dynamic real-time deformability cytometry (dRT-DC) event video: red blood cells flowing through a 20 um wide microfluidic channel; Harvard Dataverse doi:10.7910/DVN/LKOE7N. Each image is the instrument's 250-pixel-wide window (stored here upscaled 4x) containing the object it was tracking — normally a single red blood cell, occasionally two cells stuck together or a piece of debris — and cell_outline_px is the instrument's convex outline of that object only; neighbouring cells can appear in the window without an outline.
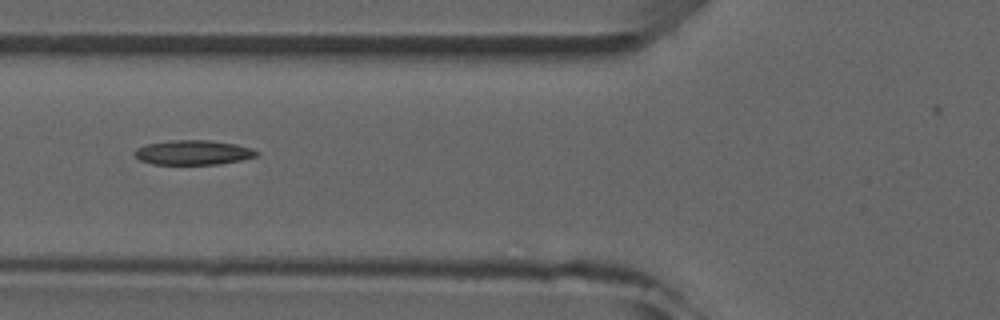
{"species": "common noctule bat (a hibernating species)", "species_latin": "Nyctalus noctula", "temperature_condition": "room temperature", "stored_images_in_passage": 7, "camera_frame_rate_fps": 3000, "um_per_image_px": 0.085, "animal": {"sex": "male", "forearm_length_mm": 52.5}, "frame": {"image": 1, "passage_image": 6, "time_ms": 5.667, "image_size_px": [1000, 320], "cell_outline_px": [[260, 152], [256, 156], [240, 160], [220, 164], [152, 164], [140, 160], [132, 152], [136, 148], [144, 144], [172, 140], [208, 140], [236, 144], [252, 148]], "centroid_in_image_um": [16.4, 12.96], "position_along_channel_um": 109.4, "area_um2": 17.57}}
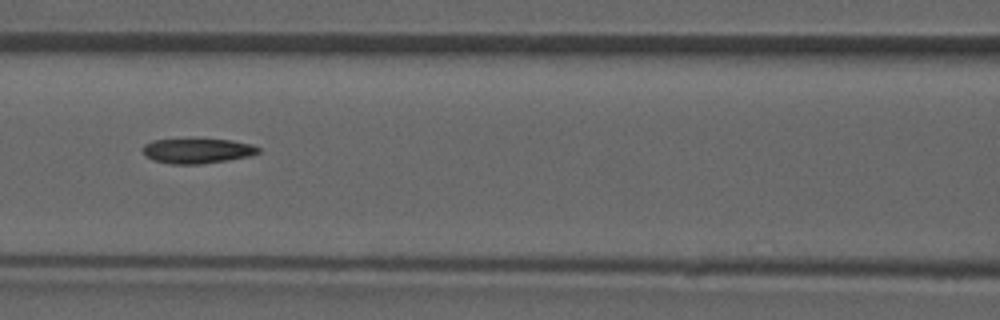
{"frame": {"image": 2, "passage_image": 7, "time_ms": 6.667, "image_size_px": [1000, 320], "cell_outline_px": [[260, 152], [252, 156], [228, 160], [200, 164], [172, 164], [152, 160], [144, 156], [140, 148], [144, 144], [152, 140], [232, 140], [252, 144], [260, 148]], "centroid_in_image_um": [16.75, 12.84], "position_along_channel_um": 149.8, "area_um2": 16.88}}